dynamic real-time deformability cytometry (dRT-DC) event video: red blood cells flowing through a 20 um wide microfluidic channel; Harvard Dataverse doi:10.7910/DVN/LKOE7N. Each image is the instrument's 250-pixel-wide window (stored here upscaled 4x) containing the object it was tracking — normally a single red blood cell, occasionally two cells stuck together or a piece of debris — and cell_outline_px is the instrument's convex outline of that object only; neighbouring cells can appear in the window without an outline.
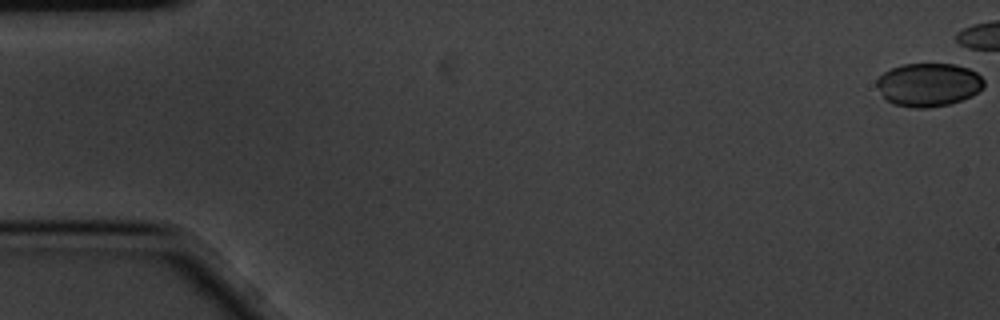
{"species": "common noctule bat (a hibernating species)", "species_latin": "Nyctalus noctula", "temperature_condition": "cold", "stored_images_in_passage": 3, "camera_frame_rate_fps": 3000, "um_per_image_px": 0.085, "animal": {"sex": "male", "body_mass_g": 20.1, "forearm_length_mm": 53.5}, "frame": {"image": 1, "passage_image": 1, "time_ms": 0.0, "image_size_px": [1000, 320], "cell_outline_px": [[984, 88], [972, 96], [948, 104], [928, 108], [912, 108], [892, 104], [884, 96], [876, 84], [876, 80], [884, 72], [892, 68], [904, 64], [956, 64], [968, 68], [976, 72], [984, 80]], "centroid_in_image_um": [78.94, 7.2], "position_along_channel_um": 6.1, "area_um2": 27.05}}